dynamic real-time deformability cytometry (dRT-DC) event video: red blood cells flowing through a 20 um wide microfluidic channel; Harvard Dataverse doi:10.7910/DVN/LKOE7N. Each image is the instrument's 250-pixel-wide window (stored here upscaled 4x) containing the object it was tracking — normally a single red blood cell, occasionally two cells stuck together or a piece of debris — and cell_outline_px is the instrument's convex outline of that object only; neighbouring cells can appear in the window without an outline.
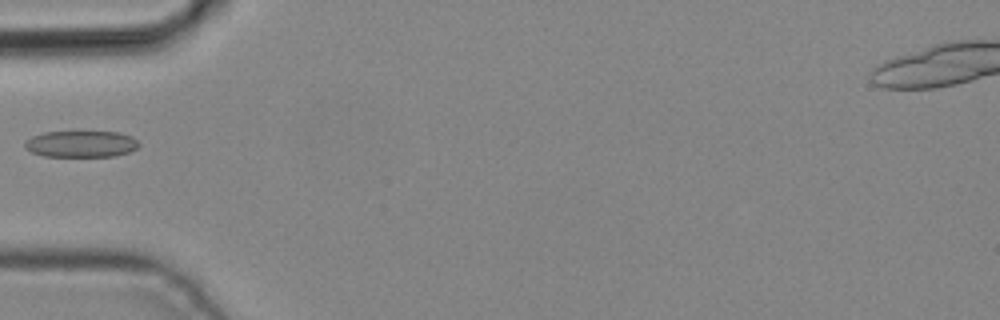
{"species": "common noctule bat (a hibernating species)", "species_latin": "Nyctalus noctula", "temperature_condition": "cold", "stored_images_in_passage": 1, "camera_frame_rate_fps": 3000, "um_per_image_px": 0.085, "animal": {"sex": "male", "body_mass_g": 19.2, "forearm_length_mm": 51.8}, "frame": {"image": 1, "passage_image": 1, "time_ms": 0.0, "image_size_px": [1000, 320], "cell_outline_px": [[140, 144], [136, 148], [128, 152], [116, 156], [44, 156], [32, 152], [24, 148], [24, 144], [32, 136], [44, 132], [120, 132], [132, 136]], "centroid_in_image_um": [6.9, 12.23], "position_along_channel_um": 78.1, "area_um2": 17.51}}